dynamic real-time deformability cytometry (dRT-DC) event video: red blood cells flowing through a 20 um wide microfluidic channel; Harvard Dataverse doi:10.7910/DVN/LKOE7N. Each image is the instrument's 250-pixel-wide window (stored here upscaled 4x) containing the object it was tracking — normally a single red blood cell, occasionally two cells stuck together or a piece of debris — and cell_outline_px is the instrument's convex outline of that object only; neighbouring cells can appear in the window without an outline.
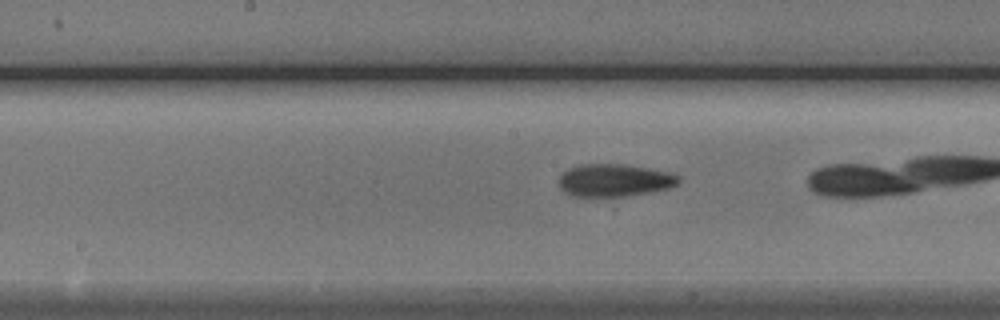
{"species": "Egyptian fruit bat (a non-hibernating species)", "species_latin": "Rousettus aegyptiacus", "temperature_condition": "cold", "stored_images_in_passage": 35, "camera_frame_rate_fps": 3000, "um_per_image_px": 0.085, "animal": {"sex": "male"}, "frame": {"image": 1, "passage_image": 20, "time_ms": 6.333, "image_size_px": [1000, 320], "cell_outline_px": [[680, 180], [676, 184], [668, 188], [628, 196], [572, 196], [564, 192], [560, 188], [560, 176], [568, 168], [580, 164], [620, 164], [672, 172], [680, 176]], "centroid_in_image_um": [52.22, 15.32], "position_along_channel_um": 196.0, "area_um2": 22.6}}
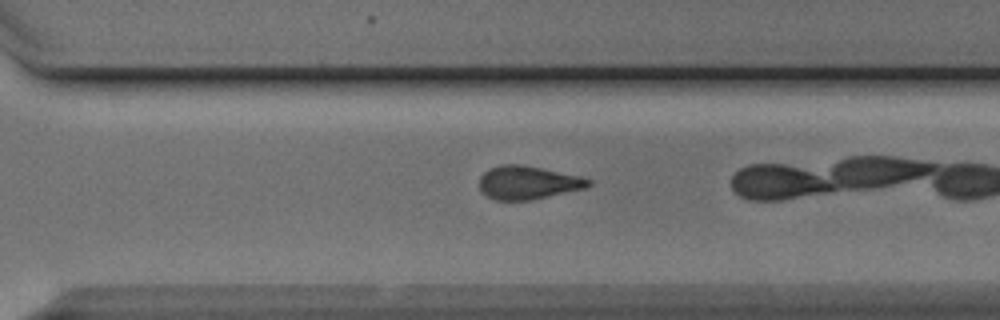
{"frame": {"image": 2, "passage_image": 30, "time_ms": 9.667, "image_size_px": [1000, 320], "cell_outline_px": [[592, 184], [588, 188], [532, 200], [496, 200], [484, 196], [480, 188], [480, 176], [488, 168], [500, 164], [520, 164], [580, 176], [592, 180]], "centroid_in_image_um": [44.87, 15.53], "position_along_channel_um": 325.7, "area_um2": 21.44}}